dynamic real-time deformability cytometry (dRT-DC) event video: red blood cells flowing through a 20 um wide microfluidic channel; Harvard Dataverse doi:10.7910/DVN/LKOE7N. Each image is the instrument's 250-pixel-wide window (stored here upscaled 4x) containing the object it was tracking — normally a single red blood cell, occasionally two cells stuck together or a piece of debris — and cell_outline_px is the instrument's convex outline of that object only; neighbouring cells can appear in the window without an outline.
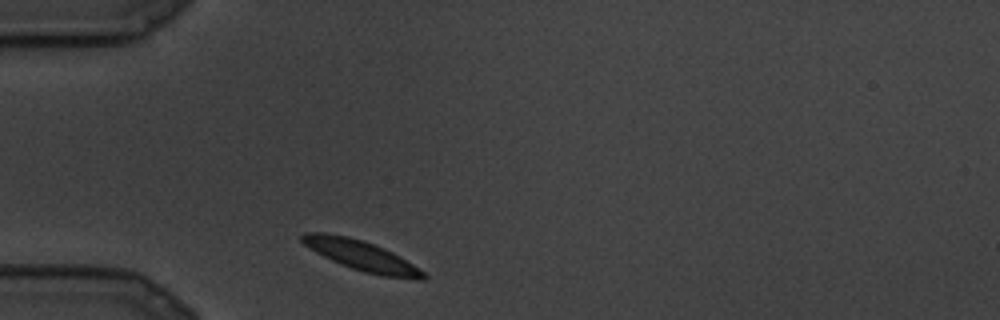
{"species": "common noctule bat (a hibernating species)", "species_latin": "Nyctalus noctula", "temperature_condition": "cold", "stored_images_in_passage": 7, "camera_frame_rate_fps": 3000, "um_per_image_px": 0.085, "animal": {"sex": "male", "body_mass_g": 19.5, "forearm_length_mm": 54.6}, "frame": {"image": 1, "passage_image": 1, "time_ms": 0.0, "image_size_px": [1000, 320], "cell_outline_px": [[428, 276], [424, 280], [420, 280], [384, 276], [364, 272], [340, 264], [316, 252], [304, 244], [300, 240], [300, 236], [304, 232], [324, 232], [348, 236], [384, 248], [400, 256], [424, 272]], "centroid_in_image_um": [30.71, 21.72], "position_along_channel_um": 54.3, "area_um2": 21.1}}
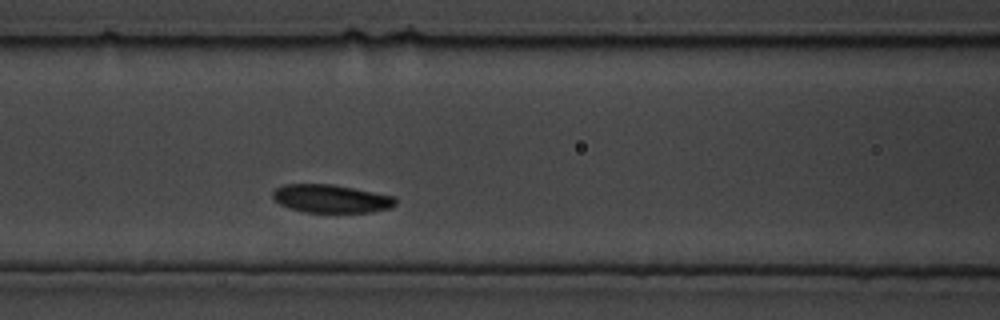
{"frame": {"image": 2, "passage_image": 5, "time_ms": 1.333, "image_size_px": [1000, 320], "cell_outline_px": [[396, 204], [392, 208], [372, 212], [304, 212], [280, 204], [272, 196], [272, 192], [276, 188], [284, 184], [332, 184], [396, 196]], "centroid_in_image_um": [28.18, 16.88], "position_along_channel_um": 138.4, "area_um2": 20.17}}
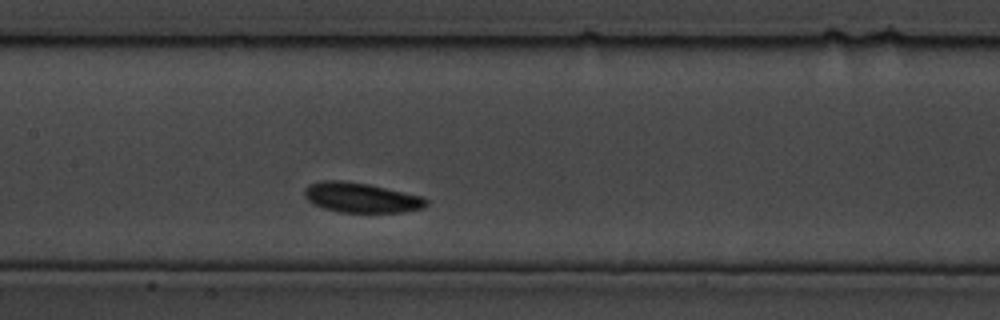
{"frame": {"image": 3, "passage_image": 7, "time_ms": 2.0, "image_size_px": [1000, 320], "cell_outline_px": [[428, 204], [424, 208], [400, 212], [336, 212], [312, 204], [304, 196], [304, 188], [308, 184], [320, 180], [344, 180], [368, 184], [424, 196], [428, 200]], "centroid_in_image_um": [30.68, 16.79], "position_along_channel_um": 176.7, "area_um2": 21.5}}